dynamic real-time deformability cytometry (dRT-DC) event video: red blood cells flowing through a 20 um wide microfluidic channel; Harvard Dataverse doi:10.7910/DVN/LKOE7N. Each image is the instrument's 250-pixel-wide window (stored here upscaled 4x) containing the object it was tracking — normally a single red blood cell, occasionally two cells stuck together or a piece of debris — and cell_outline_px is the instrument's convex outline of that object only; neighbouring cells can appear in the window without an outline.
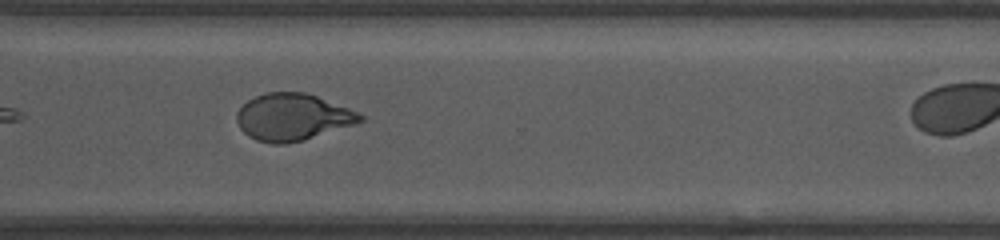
{"species": "human", "species_latin": "Homo sapiens", "temperature_condition": "room temperature", "stored_images_in_passage": 24, "camera_frame_rate_fps": 3000, "um_per_image_px": 0.085, "donor": {"sex": "female"}, "frame": {"image": 1, "passage_image": 21, "time_ms": 7.667, "image_size_px": [1000, 240], "cell_outline_px": [[364, 120], [356, 124], [304, 140], [284, 144], [272, 144], [256, 140], [248, 136], [240, 128], [236, 120], [236, 112], [248, 100], [256, 96], [268, 92], [304, 92], [316, 96], [348, 108], [364, 116]], "centroid_in_image_um": [24.86, 9.96], "position_along_channel_um": 345.7, "area_um2": 33.64}}